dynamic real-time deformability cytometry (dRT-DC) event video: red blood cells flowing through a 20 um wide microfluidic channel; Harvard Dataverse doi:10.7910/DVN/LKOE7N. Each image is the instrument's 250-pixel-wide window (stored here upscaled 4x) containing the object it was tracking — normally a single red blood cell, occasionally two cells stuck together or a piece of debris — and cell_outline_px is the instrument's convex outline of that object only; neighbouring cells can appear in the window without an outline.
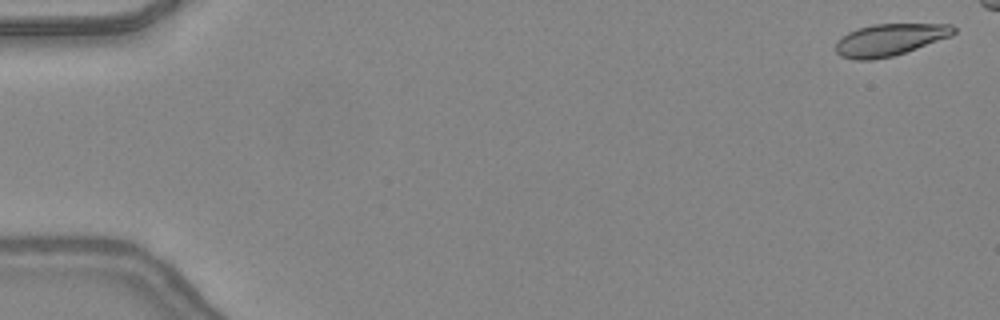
{"species": "common noctule bat (a hibernating species)", "species_latin": "Nyctalus noctula", "temperature_condition": "warm", "stored_images_in_passage": 43, "camera_frame_rate_fps": 3000, "um_per_image_px": 0.085, "animal": {"sex": "female", "body_mass_g": 24.6, "forearm_length_mm": 56.2}, "frame": {"image": 1, "passage_image": 2, "time_ms": 0.333, "image_size_px": [1000, 320], "cell_outline_px": [[956, 32], [952, 36], [892, 56], [872, 60], [856, 60], [840, 56], [836, 52], [836, 40], [848, 32], [872, 24], [952, 24], [956, 28]], "centroid_in_image_um": [75.62, 3.37], "position_along_channel_um": 9.4, "area_um2": 21.91}}
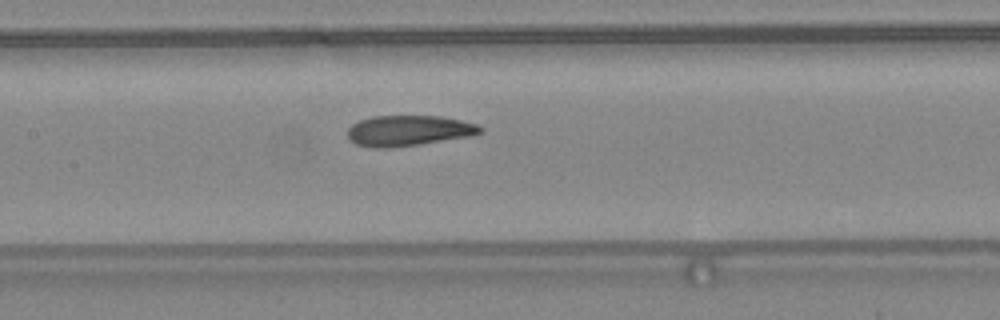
{"frame": {"image": 2, "passage_image": 24, "time_ms": 7.667, "image_size_px": [1000, 320], "cell_outline_px": [[484, 132], [472, 136], [420, 144], [388, 148], [372, 148], [356, 144], [348, 140], [348, 128], [352, 124], [360, 120], [372, 116], [440, 116], [460, 120], [476, 124], [484, 128]], "centroid_in_image_um": [34.73, 11.11], "position_along_channel_um": 172.7, "area_um2": 23.81}}
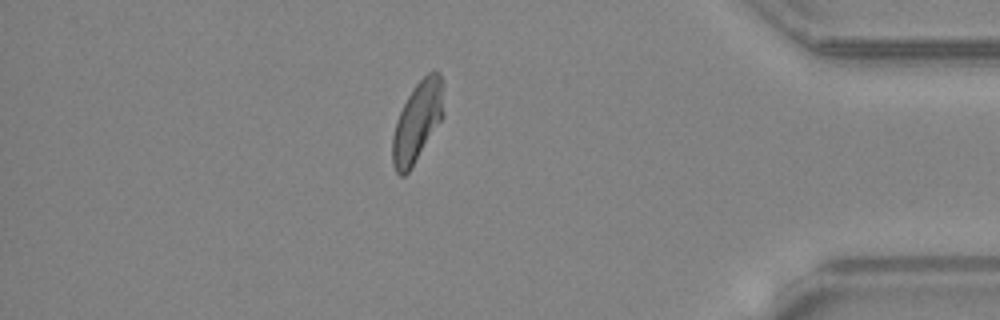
{"frame": {"image": 3, "passage_image": 42, "time_ms": 13.667, "image_size_px": [1000, 320], "cell_outline_px": [[440, 120], [412, 168], [404, 176], [400, 176], [396, 172], [392, 164], [392, 136], [396, 120], [408, 96], [416, 84], [428, 72], [436, 68], [440, 72]], "centroid_in_image_um": [35.39, 10.41], "position_along_channel_um": 399.8, "area_um2": 22.95}}